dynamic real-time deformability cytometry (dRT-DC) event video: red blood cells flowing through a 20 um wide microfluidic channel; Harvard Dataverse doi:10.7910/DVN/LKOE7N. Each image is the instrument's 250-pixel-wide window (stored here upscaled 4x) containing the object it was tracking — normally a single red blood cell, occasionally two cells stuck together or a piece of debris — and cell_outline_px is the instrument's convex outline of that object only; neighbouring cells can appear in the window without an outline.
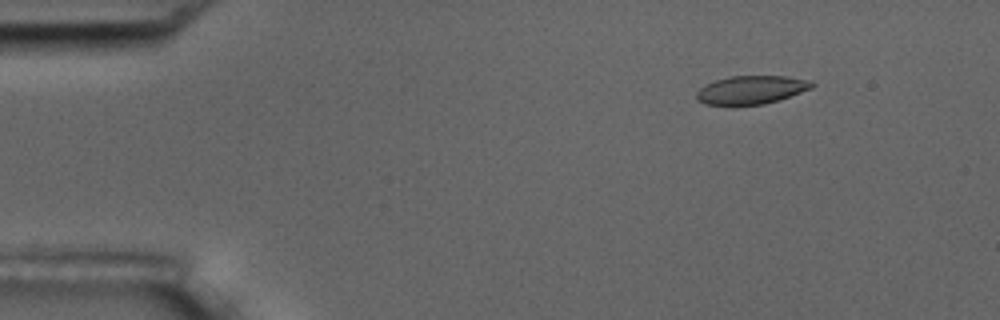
{"species": "common noctule bat (a hibernating species)", "species_latin": "Nyctalus noctula", "temperature_condition": "room temperature", "stored_images_in_passage": 3, "camera_frame_rate_fps": 3000, "um_per_image_px": 0.085, "animal": {"sex": "male", "body_mass_g": 17.5, "forearm_length_mm": 52.3}, "frame": {"image": 1, "passage_image": 1, "time_ms": 0.0, "image_size_px": [1000, 320], "cell_outline_px": [[816, 84], [812, 88], [780, 100], [764, 104], [704, 104], [696, 100], [696, 92], [700, 88], [716, 80], [728, 76], [788, 76], [812, 80]], "centroid_in_image_um": [63.91, 7.62], "position_along_channel_um": 21.1, "area_um2": 19.07}}